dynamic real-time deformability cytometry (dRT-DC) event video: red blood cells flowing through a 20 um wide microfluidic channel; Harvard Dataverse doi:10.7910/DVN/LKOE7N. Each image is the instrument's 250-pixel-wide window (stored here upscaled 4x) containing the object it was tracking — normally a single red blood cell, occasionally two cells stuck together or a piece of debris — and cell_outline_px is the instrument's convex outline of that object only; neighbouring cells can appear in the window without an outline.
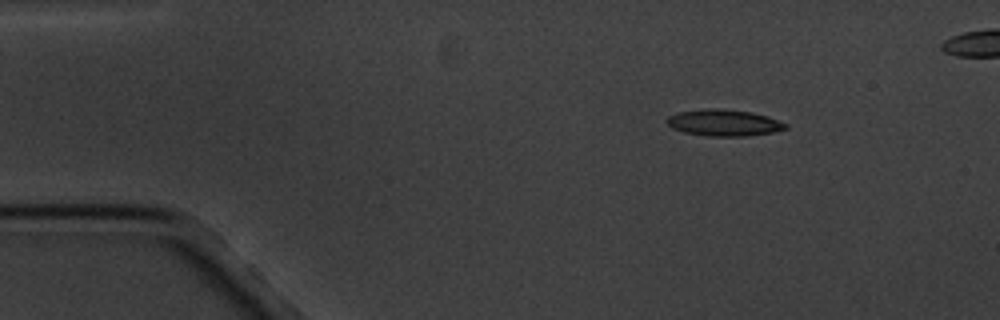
{"species": "common noctule bat (a hibernating species)", "species_latin": "Nyctalus noctula", "temperature_condition": "cold", "stored_images_in_passage": 4, "camera_frame_rate_fps": 3000, "um_per_image_px": 0.085, "animal": {"sex": "male", "body_mass_g": 20.1, "forearm_length_mm": 53.5}, "frame": {"image": 1, "passage_image": 1, "time_ms": 0.0, "image_size_px": [1000, 320], "cell_outline_px": [[788, 128], [772, 132], [748, 136], [708, 136], [684, 132], [672, 128], [664, 120], [668, 116], [680, 112], [716, 108], [720, 108], [752, 112], [768, 116], [788, 124]], "centroid_in_image_um": [61.55, 10.44], "position_along_channel_um": 23.5, "area_um2": 18.26}}